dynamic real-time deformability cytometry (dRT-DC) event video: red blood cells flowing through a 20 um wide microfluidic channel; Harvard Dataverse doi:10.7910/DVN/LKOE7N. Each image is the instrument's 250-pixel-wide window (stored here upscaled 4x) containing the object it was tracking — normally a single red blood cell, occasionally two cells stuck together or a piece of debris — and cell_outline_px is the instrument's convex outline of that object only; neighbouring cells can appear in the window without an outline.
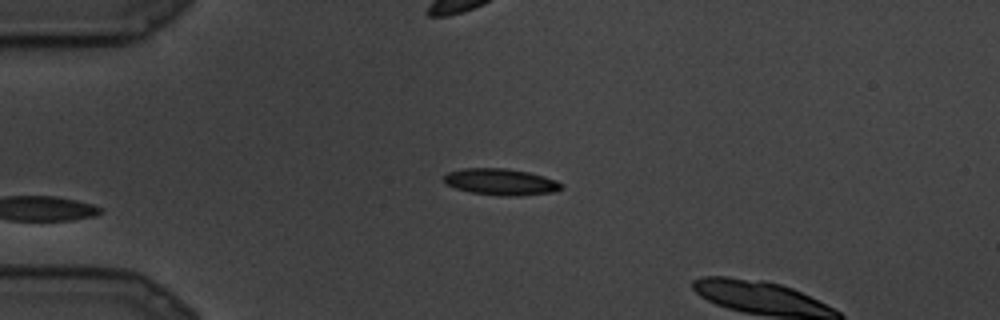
{"species": "common noctule bat (a hibernating species)", "species_latin": "Nyctalus noctula", "temperature_condition": "cold", "stored_images_in_passage": 2, "camera_frame_rate_fps": 3000, "um_per_image_px": 0.085, "animal": {"sex": "male", "body_mass_g": 19.5, "forearm_length_mm": 54.6}, "frame": {"image": 1, "passage_image": 1, "time_ms": 0.0, "image_size_px": [1000, 320], "cell_outline_px": [[564, 188], [556, 192], [516, 196], [500, 196], [472, 192], [456, 188], [444, 184], [444, 176], [448, 172], [464, 168], [508, 168], [528, 172], [544, 176], [556, 180], [564, 184]], "centroid_in_image_um": [42.61, 15.46], "position_along_channel_um": 42.4, "area_um2": 18.32}}